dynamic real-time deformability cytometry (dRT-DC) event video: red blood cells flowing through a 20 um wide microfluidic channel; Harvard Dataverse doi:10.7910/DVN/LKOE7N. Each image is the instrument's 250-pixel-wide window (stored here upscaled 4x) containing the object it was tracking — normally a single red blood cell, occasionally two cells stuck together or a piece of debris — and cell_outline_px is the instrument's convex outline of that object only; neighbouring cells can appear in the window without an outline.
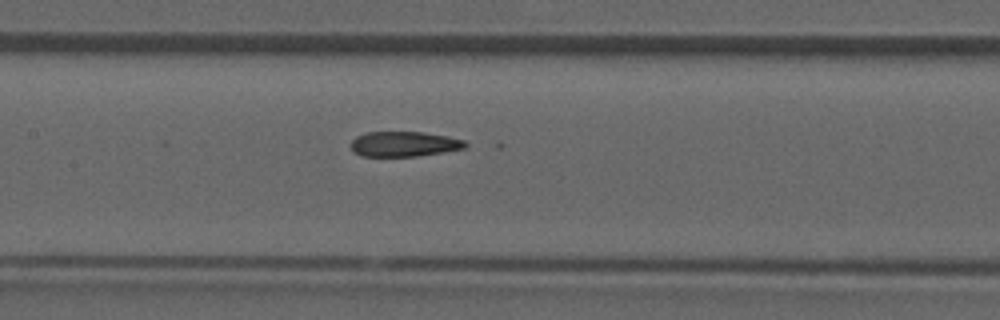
{"species": "common noctule bat (a hibernating species)", "species_latin": "Nyctalus noctula", "temperature_condition": "room temperature", "stored_images_in_passage": 47, "camera_frame_rate_fps": 3000, "um_per_image_px": 0.085, "animal": {"sex": "male", "forearm_length_mm": 52.5}, "frame": {"image": 1, "passage_image": 25, "time_ms": 8.0, "image_size_px": [1000, 320], "cell_outline_px": [[468, 144], [464, 148], [416, 156], [364, 156], [352, 152], [352, 140], [356, 136], [368, 132], [424, 132], [448, 136], [464, 140]], "centroid_in_image_um": [34.34, 12.23], "position_along_channel_um": 173.1, "area_um2": 16.59}, "authors_computed_cell_mechanics": {"area_um2": 18.5538, "velocity_mm_per_s": 3.917, "shape_relaxation_time_tau1_ms": null, "shape_relaxation_time_tau2_ms": 6.9109, "deformation_change_tau1": null, "deformation_change_tau2": 0.1208}}